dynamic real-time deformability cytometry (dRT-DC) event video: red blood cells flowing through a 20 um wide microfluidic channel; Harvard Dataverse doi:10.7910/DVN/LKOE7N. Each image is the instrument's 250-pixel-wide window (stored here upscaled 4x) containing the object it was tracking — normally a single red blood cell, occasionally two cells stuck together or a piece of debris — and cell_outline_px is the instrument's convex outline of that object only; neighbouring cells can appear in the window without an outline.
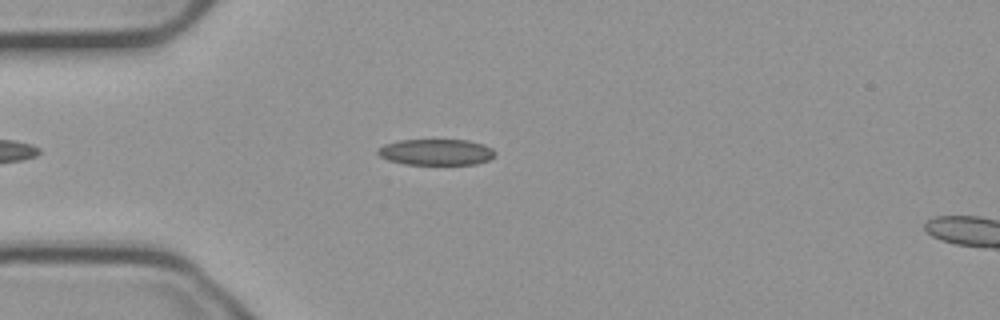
{"species": "common noctule bat (a hibernating species)", "species_latin": "Nyctalus noctula", "temperature_condition": "cold", "stored_images_in_passage": 45, "camera_frame_rate_fps": 3000, "um_per_image_px": 0.085, "animal": {"sex": "male", "body_mass_g": 23.1, "forearm_length_mm": 52.7}, "frame": {"image": 1, "passage_image": 9, "time_ms": 2.667, "image_size_px": [1000, 320], "cell_outline_px": [[496, 152], [488, 160], [476, 164], [404, 164], [388, 160], [380, 156], [376, 152], [376, 148], [384, 144], [400, 140], [468, 140], [484, 144], [492, 148]], "centroid_in_image_um": [37.04, 12.92], "position_along_channel_um": 48.0, "area_um2": 17.86}}
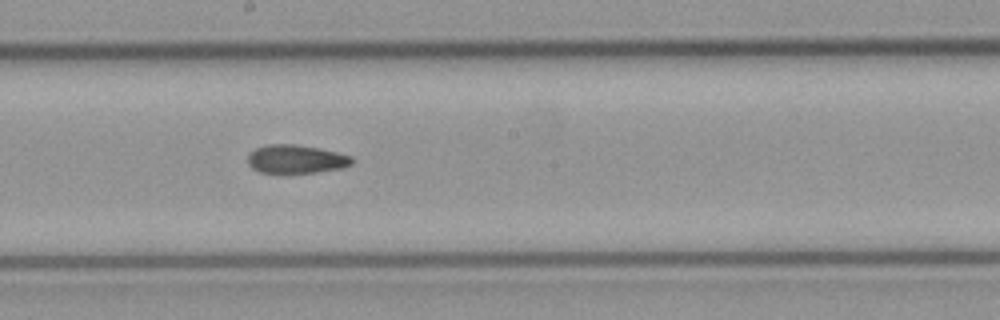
{"frame": {"image": 2, "passage_image": 24, "time_ms": 7.667, "image_size_px": [1000, 320], "cell_outline_px": [[352, 164], [344, 168], [316, 172], [284, 176], [260, 172], [252, 168], [248, 164], [248, 152], [256, 148], [268, 144], [296, 144], [320, 148], [352, 156]], "centroid_in_image_um": [25.13, 13.56], "position_along_channel_um": 223.1, "area_um2": 18.09}}
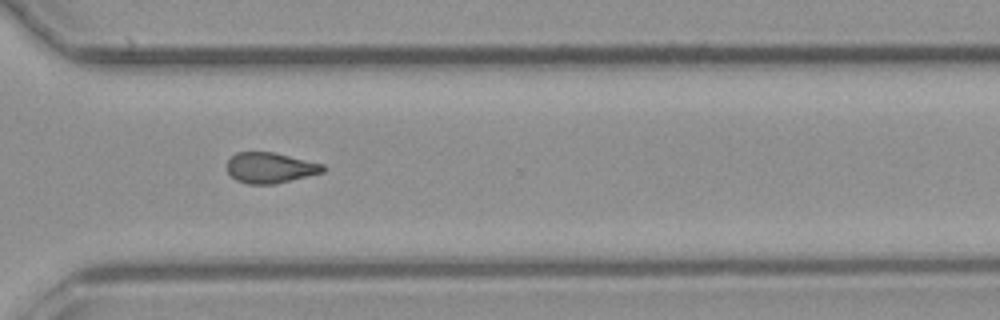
{"frame": {"image": 3, "passage_image": 34, "time_ms": 11.0, "image_size_px": [1000, 320], "cell_outline_px": [[324, 172], [276, 184], [248, 184], [236, 180], [228, 172], [228, 160], [236, 152], [272, 152], [324, 164]], "centroid_in_image_um": [22.97, 14.27], "position_along_channel_um": 347.6, "area_um2": 16.99}, "authors_computed_cell_mechanics": {"area_um2": 18.0336, "velocity_mm_per_s": 3.7553, "shape_relaxation_time_tau1_ms": null, "shape_relaxation_time_tau2_ms": 4.1391, "deformation_change_tau1": null, "deformation_change_tau2": 0.1076}}